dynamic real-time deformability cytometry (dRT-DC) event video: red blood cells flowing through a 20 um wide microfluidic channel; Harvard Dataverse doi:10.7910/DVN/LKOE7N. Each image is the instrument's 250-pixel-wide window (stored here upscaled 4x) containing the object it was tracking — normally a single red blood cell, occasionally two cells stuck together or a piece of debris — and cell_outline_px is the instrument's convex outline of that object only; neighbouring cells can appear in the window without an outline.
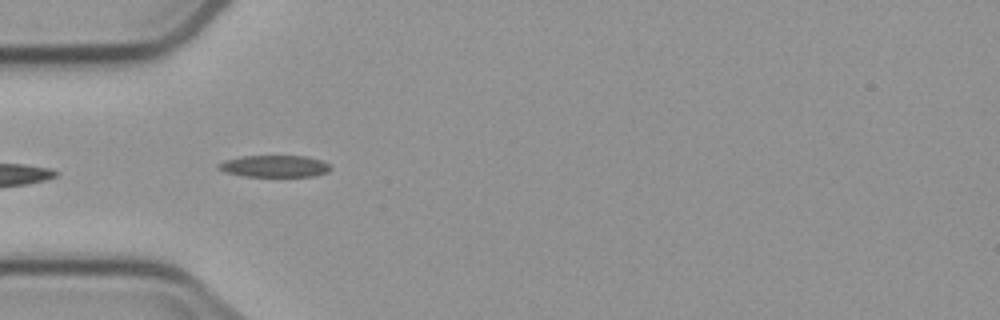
{"species": "common noctule bat (a hibernating species)", "species_latin": "Nyctalus noctula", "temperature_condition": "cold", "stored_images_in_passage": 6, "camera_frame_rate_fps": 3000, "um_per_image_px": 0.085, "animal": {"sex": "male", "body_mass_g": 23.1, "forearm_length_mm": 52.7}, "frame": {"image": 1, "passage_image": 5, "time_ms": 4.667, "image_size_px": [1000, 320], "cell_outline_px": [[332, 168], [328, 172], [316, 176], [244, 176], [224, 172], [216, 164], [228, 160], [244, 156], [304, 156], [320, 160], [328, 164]], "centroid_in_image_um": [23.37, 14.13], "position_along_channel_um": 61.6, "area_um2": 14.05}}
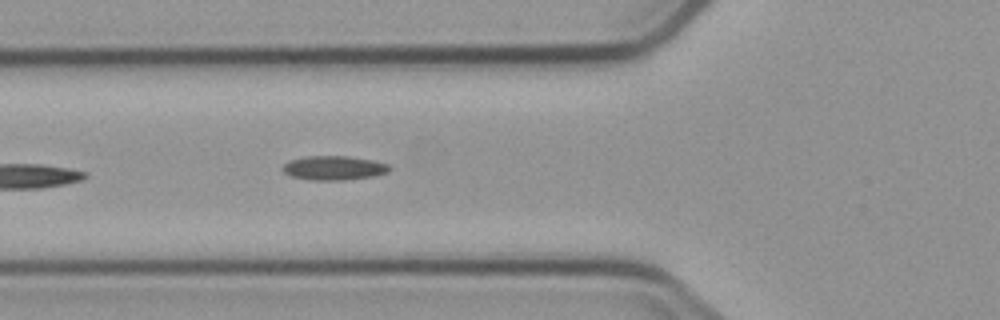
{"frame": {"image": 2, "passage_image": 6, "time_ms": 5.667, "image_size_px": [1000, 320], "cell_outline_px": [[392, 168], [388, 172], [372, 176], [344, 180], [312, 180], [292, 176], [284, 172], [280, 168], [288, 160], [304, 156], [348, 156], [372, 160], [388, 164]], "centroid_in_image_um": [28.35, 14.26], "position_along_channel_um": 97.4, "area_um2": 15.09}}